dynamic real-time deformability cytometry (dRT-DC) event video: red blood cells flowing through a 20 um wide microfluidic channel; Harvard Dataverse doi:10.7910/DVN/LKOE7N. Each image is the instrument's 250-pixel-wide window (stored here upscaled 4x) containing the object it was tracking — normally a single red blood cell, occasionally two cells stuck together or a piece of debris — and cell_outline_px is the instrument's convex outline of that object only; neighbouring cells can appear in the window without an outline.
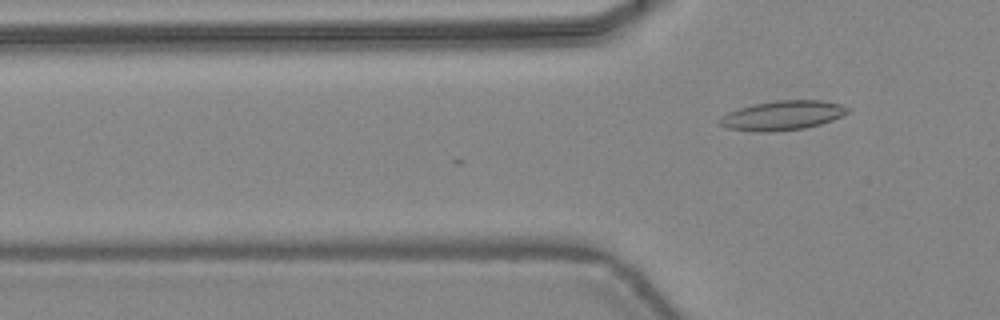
{"species": "common noctule bat (a hibernating species)", "species_latin": "Nyctalus noctula", "temperature_condition": "warm", "stored_images_in_passage": 16, "camera_frame_rate_fps": 3000, "um_per_image_px": 0.085, "animal": {"sex": "female", "body_mass_g": 24.6, "forearm_length_mm": 56.2}, "frame": {"image": 1, "passage_image": 16, "time_ms": 5.0, "image_size_px": [1000, 320], "cell_outline_px": [[852, 112], [832, 120], [820, 124], [804, 128], [768, 132], [756, 132], [728, 128], [720, 124], [716, 120], [720, 116], [728, 112], [740, 108], [756, 104], [776, 100], [820, 100], [840, 104], [852, 108]], "centroid_in_image_um": [66.54, 9.81], "position_along_channel_um": 59.3, "area_um2": 22.02}}